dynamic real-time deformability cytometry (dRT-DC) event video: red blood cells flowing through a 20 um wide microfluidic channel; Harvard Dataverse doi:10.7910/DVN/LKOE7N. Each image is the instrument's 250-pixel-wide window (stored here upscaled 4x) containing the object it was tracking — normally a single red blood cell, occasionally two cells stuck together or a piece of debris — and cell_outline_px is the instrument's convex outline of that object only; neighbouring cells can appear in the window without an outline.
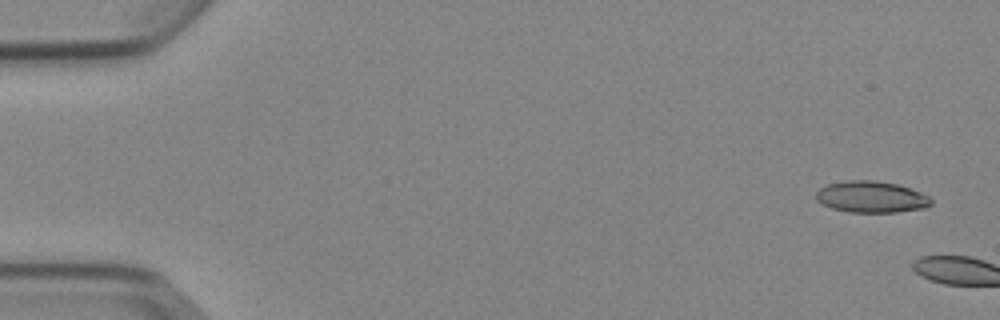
{"species": "Egyptian fruit bat (a non-hibernating species)", "species_latin": "Rousettus aegyptiacus", "temperature_condition": "cold", "stored_images_in_passage": 2, "camera_frame_rate_fps": 3000, "um_per_image_px": 0.085, "animal": {"sex": "female"}, "frame": {"image": 1, "passage_image": 1, "time_ms": 0.0, "image_size_px": [1000, 320], "cell_outline_px": [[932, 204], [928, 208], [896, 212], [848, 212], [832, 208], [816, 200], [816, 192], [820, 188], [828, 184], [844, 180], [872, 180], [896, 184], [920, 192], [928, 196], [932, 200]], "centroid_in_image_um": [74.07, 16.74], "position_along_channel_um": 10.9, "area_um2": 21.1}}